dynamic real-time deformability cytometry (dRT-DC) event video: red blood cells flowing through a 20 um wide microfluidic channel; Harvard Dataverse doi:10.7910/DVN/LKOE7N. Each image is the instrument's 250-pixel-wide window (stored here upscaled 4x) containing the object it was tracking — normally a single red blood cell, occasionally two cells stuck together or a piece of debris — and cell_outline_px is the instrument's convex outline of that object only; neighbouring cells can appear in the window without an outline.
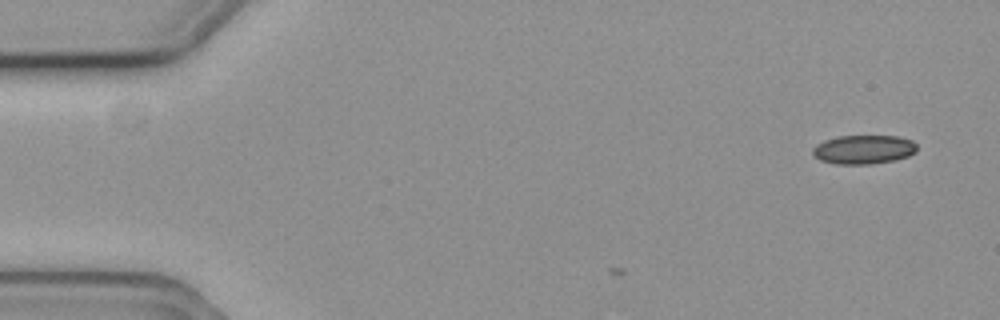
{"species": "common noctule bat (a hibernating species)", "species_latin": "Nyctalus noctula", "temperature_condition": "cold", "stored_images_in_passage": 3, "camera_frame_rate_fps": 3000, "um_per_image_px": 0.085, "animal": {"sex": "female", "body_mass_g": 19.3, "forearm_length_mm": 54.1}, "frame": {"image": 1, "passage_image": 1, "time_ms": 0.0, "image_size_px": [1000, 320], "cell_outline_px": [[916, 152], [908, 156], [896, 160], [872, 164], [836, 164], [820, 160], [812, 156], [812, 148], [816, 144], [824, 140], [836, 136], [896, 136], [912, 140], [916, 144]], "centroid_in_image_um": [73.38, 12.71], "position_along_channel_um": 11.6, "area_um2": 17.8}}